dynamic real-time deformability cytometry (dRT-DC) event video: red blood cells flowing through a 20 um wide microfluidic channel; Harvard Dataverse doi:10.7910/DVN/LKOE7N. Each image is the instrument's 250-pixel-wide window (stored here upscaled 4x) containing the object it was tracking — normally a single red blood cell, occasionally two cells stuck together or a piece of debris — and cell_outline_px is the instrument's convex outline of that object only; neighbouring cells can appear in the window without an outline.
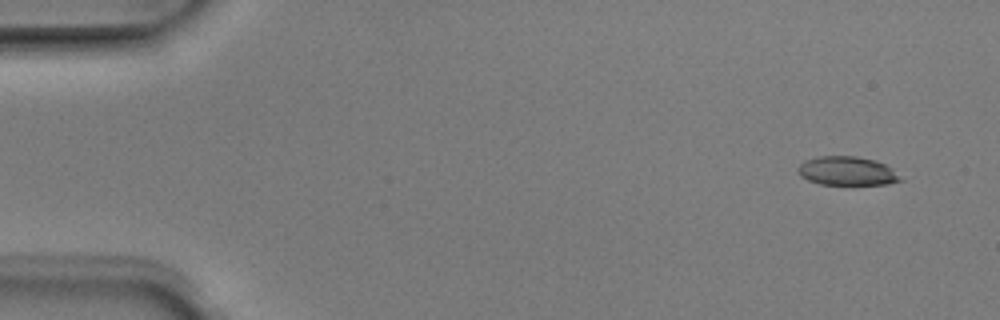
{"species": "Egyptian fruit bat (a non-hibernating species)", "species_latin": "Rousettus aegyptiacus", "temperature_condition": "room temperature", "stored_images_in_passage": 6, "segment_of_instrument_passage": [2, 2], "camera_frame_rate_fps": 3000, "um_per_image_px": 0.085, "animal": {"sex": "male"}, "frame": {"image": 1, "passage_image": 6, "time_ms": 1.667, "image_size_px": [1000, 320], "cell_outline_px": [[904, 180], [888, 184], [820, 184], [808, 180], [800, 176], [796, 168], [800, 164], [816, 156], [856, 156], [876, 160], [892, 168]], "centroid_in_image_um": [72.01, 14.53], "position_along_channel_um": 13.0, "area_um2": 17.22}}